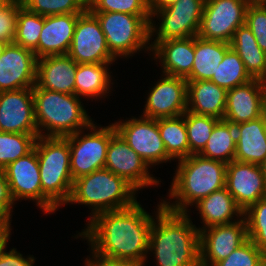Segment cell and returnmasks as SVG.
Instances as JSON below:
<instances>
[{"mask_svg":"<svg viewBox=\"0 0 266 266\" xmlns=\"http://www.w3.org/2000/svg\"><path fill=\"white\" fill-rule=\"evenodd\" d=\"M245 24L256 38L259 47L266 53V5L249 4Z\"/></svg>","mask_w":266,"mask_h":266,"instance_id":"40","label":"cell"},{"mask_svg":"<svg viewBox=\"0 0 266 266\" xmlns=\"http://www.w3.org/2000/svg\"><path fill=\"white\" fill-rule=\"evenodd\" d=\"M96 124L94 121L88 128L66 136L70 147V170L73 181L105 166L110 138L116 130L113 122L108 126Z\"/></svg>","mask_w":266,"mask_h":266,"instance_id":"8","label":"cell"},{"mask_svg":"<svg viewBox=\"0 0 266 266\" xmlns=\"http://www.w3.org/2000/svg\"><path fill=\"white\" fill-rule=\"evenodd\" d=\"M122 139L152 168L174 161L166 152L158 130V119L131 116L113 123Z\"/></svg>","mask_w":266,"mask_h":266,"instance_id":"10","label":"cell"},{"mask_svg":"<svg viewBox=\"0 0 266 266\" xmlns=\"http://www.w3.org/2000/svg\"><path fill=\"white\" fill-rule=\"evenodd\" d=\"M227 90L211 80L187 81V111L223 120Z\"/></svg>","mask_w":266,"mask_h":266,"instance_id":"25","label":"cell"},{"mask_svg":"<svg viewBox=\"0 0 266 266\" xmlns=\"http://www.w3.org/2000/svg\"><path fill=\"white\" fill-rule=\"evenodd\" d=\"M259 166L261 168V172L263 174L265 186H266V159Z\"/></svg>","mask_w":266,"mask_h":266,"instance_id":"46","label":"cell"},{"mask_svg":"<svg viewBox=\"0 0 266 266\" xmlns=\"http://www.w3.org/2000/svg\"><path fill=\"white\" fill-rule=\"evenodd\" d=\"M114 63H81L77 65L75 77V95L83 99L87 98L99 101L111 96L113 84V74L110 71ZM110 66V67H109ZM113 78V79H112Z\"/></svg>","mask_w":266,"mask_h":266,"instance_id":"26","label":"cell"},{"mask_svg":"<svg viewBox=\"0 0 266 266\" xmlns=\"http://www.w3.org/2000/svg\"><path fill=\"white\" fill-rule=\"evenodd\" d=\"M230 46L239 55L252 78L266 81V53L259 47L246 24L236 29Z\"/></svg>","mask_w":266,"mask_h":266,"instance_id":"29","label":"cell"},{"mask_svg":"<svg viewBox=\"0 0 266 266\" xmlns=\"http://www.w3.org/2000/svg\"><path fill=\"white\" fill-rule=\"evenodd\" d=\"M138 191L106 168L95 170L73 182L66 205L80 204L91 210L87 222L97 214L128 208L137 202Z\"/></svg>","mask_w":266,"mask_h":266,"instance_id":"5","label":"cell"},{"mask_svg":"<svg viewBox=\"0 0 266 266\" xmlns=\"http://www.w3.org/2000/svg\"><path fill=\"white\" fill-rule=\"evenodd\" d=\"M248 239L266 255V197L251 205L245 212Z\"/></svg>","mask_w":266,"mask_h":266,"instance_id":"37","label":"cell"},{"mask_svg":"<svg viewBox=\"0 0 266 266\" xmlns=\"http://www.w3.org/2000/svg\"><path fill=\"white\" fill-rule=\"evenodd\" d=\"M21 0H12L0 11V42L13 43L17 27V14L22 7Z\"/></svg>","mask_w":266,"mask_h":266,"instance_id":"41","label":"cell"},{"mask_svg":"<svg viewBox=\"0 0 266 266\" xmlns=\"http://www.w3.org/2000/svg\"><path fill=\"white\" fill-rule=\"evenodd\" d=\"M38 134L8 133L0 131V169L30 153Z\"/></svg>","mask_w":266,"mask_h":266,"instance_id":"33","label":"cell"},{"mask_svg":"<svg viewBox=\"0 0 266 266\" xmlns=\"http://www.w3.org/2000/svg\"><path fill=\"white\" fill-rule=\"evenodd\" d=\"M204 4L205 0H177L165 9L149 10L150 41L160 42L197 36ZM155 19L159 21L158 24Z\"/></svg>","mask_w":266,"mask_h":266,"instance_id":"9","label":"cell"},{"mask_svg":"<svg viewBox=\"0 0 266 266\" xmlns=\"http://www.w3.org/2000/svg\"><path fill=\"white\" fill-rule=\"evenodd\" d=\"M140 204L97 214L74 238H82L101 256L128 259L146 265L154 214Z\"/></svg>","mask_w":266,"mask_h":266,"instance_id":"1","label":"cell"},{"mask_svg":"<svg viewBox=\"0 0 266 266\" xmlns=\"http://www.w3.org/2000/svg\"><path fill=\"white\" fill-rule=\"evenodd\" d=\"M77 63L68 55H51L37 61L36 85L65 94H75Z\"/></svg>","mask_w":266,"mask_h":266,"instance_id":"23","label":"cell"},{"mask_svg":"<svg viewBox=\"0 0 266 266\" xmlns=\"http://www.w3.org/2000/svg\"><path fill=\"white\" fill-rule=\"evenodd\" d=\"M248 0H205L198 37L231 42L236 29L245 24Z\"/></svg>","mask_w":266,"mask_h":266,"instance_id":"12","label":"cell"},{"mask_svg":"<svg viewBox=\"0 0 266 266\" xmlns=\"http://www.w3.org/2000/svg\"><path fill=\"white\" fill-rule=\"evenodd\" d=\"M234 128L237 141L234 160L260 165L266 159V113Z\"/></svg>","mask_w":266,"mask_h":266,"instance_id":"27","label":"cell"},{"mask_svg":"<svg viewBox=\"0 0 266 266\" xmlns=\"http://www.w3.org/2000/svg\"><path fill=\"white\" fill-rule=\"evenodd\" d=\"M218 118L185 112V125L188 135L189 156L199 154L207 144Z\"/></svg>","mask_w":266,"mask_h":266,"instance_id":"35","label":"cell"},{"mask_svg":"<svg viewBox=\"0 0 266 266\" xmlns=\"http://www.w3.org/2000/svg\"><path fill=\"white\" fill-rule=\"evenodd\" d=\"M158 130L167 154L175 162L189 157L185 113L177 117L158 118Z\"/></svg>","mask_w":266,"mask_h":266,"instance_id":"30","label":"cell"},{"mask_svg":"<svg viewBox=\"0 0 266 266\" xmlns=\"http://www.w3.org/2000/svg\"><path fill=\"white\" fill-rule=\"evenodd\" d=\"M104 168L125 179L138 192L161 185V179L151 174V168L116 132L107 149Z\"/></svg>","mask_w":266,"mask_h":266,"instance_id":"13","label":"cell"},{"mask_svg":"<svg viewBox=\"0 0 266 266\" xmlns=\"http://www.w3.org/2000/svg\"><path fill=\"white\" fill-rule=\"evenodd\" d=\"M236 134L232 123L219 120L207 141L204 149L199 153L200 156L230 163L234 160L236 152Z\"/></svg>","mask_w":266,"mask_h":266,"instance_id":"31","label":"cell"},{"mask_svg":"<svg viewBox=\"0 0 266 266\" xmlns=\"http://www.w3.org/2000/svg\"><path fill=\"white\" fill-rule=\"evenodd\" d=\"M176 170L162 205L174 212H190L194 204L226 186L227 164L199 154L176 161ZM174 201H173V200Z\"/></svg>","mask_w":266,"mask_h":266,"instance_id":"3","label":"cell"},{"mask_svg":"<svg viewBox=\"0 0 266 266\" xmlns=\"http://www.w3.org/2000/svg\"><path fill=\"white\" fill-rule=\"evenodd\" d=\"M4 230L0 227V234L3 232Z\"/></svg>","mask_w":266,"mask_h":266,"instance_id":"50","label":"cell"},{"mask_svg":"<svg viewBox=\"0 0 266 266\" xmlns=\"http://www.w3.org/2000/svg\"><path fill=\"white\" fill-rule=\"evenodd\" d=\"M8 43H3V42H0V56L3 54L4 52V49L6 48V45Z\"/></svg>","mask_w":266,"mask_h":266,"instance_id":"49","label":"cell"},{"mask_svg":"<svg viewBox=\"0 0 266 266\" xmlns=\"http://www.w3.org/2000/svg\"><path fill=\"white\" fill-rule=\"evenodd\" d=\"M193 206L202 220V226L197 227L199 231L215 225L234 223L244 217V212L226 187L202 198Z\"/></svg>","mask_w":266,"mask_h":266,"instance_id":"24","label":"cell"},{"mask_svg":"<svg viewBox=\"0 0 266 266\" xmlns=\"http://www.w3.org/2000/svg\"><path fill=\"white\" fill-rule=\"evenodd\" d=\"M32 90L39 136L66 137L88 128L94 122L81 101L83 98L41 89L36 84Z\"/></svg>","mask_w":266,"mask_h":266,"instance_id":"4","label":"cell"},{"mask_svg":"<svg viewBox=\"0 0 266 266\" xmlns=\"http://www.w3.org/2000/svg\"><path fill=\"white\" fill-rule=\"evenodd\" d=\"M43 26L44 16L33 13L22 6L17 14L14 43L34 51L38 47Z\"/></svg>","mask_w":266,"mask_h":266,"instance_id":"34","label":"cell"},{"mask_svg":"<svg viewBox=\"0 0 266 266\" xmlns=\"http://www.w3.org/2000/svg\"><path fill=\"white\" fill-rule=\"evenodd\" d=\"M29 11L41 16L81 14L87 9L86 0H21Z\"/></svg>","mask_w":266,"mask_h":266,"instance_id":"36","label":"cell"},{"mask_svg":"<svg viewBox=\"0 0 266 266\" xmlns=\"http://www.w3.org/2000/svg\"><path fill=\"white\" fill-rule=\"evenodd\" d=\"M252 79L239 55L230 47L210 80L216 85L229 90Z\"/></svg>","mask_w":266,"mask_h":266,"instance_id":"32","label":"cell"},{"mask_svg":"<svg viewBox=\"0 0 266 266\" xmlns=\"http://www.w3.org/2000/svg\"><path fill=\"white\" fill-rule=\"evenodd\" d=\"M4 172L10 193L16 201L32 200L43 214H55L58 207L42 192L39 161L34 148L30 153L9 163Z\"/></svg>","mask_w":266,"mask_h":266,"instance_id":"11","label":"cell"},{"mask_svg":"<svg viewBox=\"0 0 266 266\" xmlns=\"http://www.w3.org/2000/svg\"><path fill=\"white\" fill-rule=\"evenodd\" d=\"M42 192L60 209L69 201L73 187L70 147L66 137L39 136L35 147Z\"/></svg>","mask_w":266,"mask_h":266,"instance_id":"6","label":"cell"},{"mask_svg":"<svg viewBox=\"0 0 266 266\" xmlns=\"http://www.w3.org/2000/svg\"><path fill=\"white\" fill-rule=\"evenodd\" d=\"M11 235V231H3L0 234V266H34L36 258L33 255L23 256L14 247L7 250Z\"/></svg>","mask_w":266,"mask_h":266,"instance_id":"42","label":"cell"},{"mask_svg":"<svg viewBox=\"0 0 266 266\" xmlns=\"http://www.w3.org/2000/svg\"><path fill=\"white\" fill-rule=\"evenodd\" d=\"M248 240L245 217L226 225L200 231V266H213Z\"/></svg>","mask_w":266,"mask_h":266,"instance_id":"16","label":"cell"},{"mask_svg":"<svg viewBox=\"0 0 266 266\" xmlns=\"http://www.w3.org/2000/svg\"><path fill=\"white\" fill-rule=\"evenodd\" d=\"M91 12H120L138 16H151L148 0H89Z\"/></svg>","mask_w":266,"mask_h":266,"instance_id":"38","label":"cell"},{"mask_svg":"<svg viewBox=\"0 0 266 266\" xmlns=\"http://www.w3.org/2000/svg\"><path fill=\"white\" fill-rule=\"evenodd\" d=\"M80 14L44 16L38 47L33 51L39 59L51 55H66L70 49Z\"/></svg>","mask_w":266,"mask_h":266,"instance_id":"22","label":"cell"},{"mask_svg":"<svg viewBox=\"0 0 266 266\" xmlns=\"http://www.w3.org/2000/svg\"><path fill=\"white\" fill-rule=\"evenodd\" d=\"M100 23L110 53L128 59L144 51L150 55L151 16L120 12H92Z\"/></svg>","mask_w":266,"mask_h":266,"instance_id":"7","label":"cell"},{"mask_svg":"<svg viewBox=\"0 0 266 266\" xmlns=\"http://www.w3.org/2000/svg\"><path fill=\"white\" fill-rule=\"evenodd\" d=\"M160 78L149 87L141 116L158 119L183 115L187 111V80L165 74Z\"/></svg>","mask_w":266,"mask_h":266,"instance_id":"15","label":"cell"},{"mask_svg":"<svg viewBox=\"0 0 266 266\" xmlns=\"http://www.w3.org/2000/svg\"><path fill=\"white\" fill-rule=\"evenodd\" d=\"M266 263V255L248 239L227 258L213 266H262Z\"/></svg>","mask_w":266,"mask_h":266,"instance_id":"39","label":"cell"},{"mask_svg":"<svg viewBox=\"0 0 266 266\" xmlns=\"http://www.w3.org/2000/svg\"><path fill=\"white\" fill-rule=\"evenodd\" d=\"M38 58L30 49L16 43L6 45L0 56V92L33 88Z\"/></svg>","mask_w":266,"mask_h":266,"instance_id":"17","label":"cell"},{"mask_svg":"<svg viewBox=\"0 0 266 266\" xmlns=\"http://www.w3.org/2000/svg\"><path fill=\"white\" fill-rule=\"evenodd\" d=\"M158 203L147 260L151 254L156 266H200V231L192 222L191 212H174L160 200Z\"/></svg>","mask_w":266,"mask_h":266,"instance_id":"2","label":"cell"},{"mask_svg":"<svg viewBox=\"0 0 266 266\" xmlns=\"http://www.w3.org/2000/svg\"><path fill=\"white\" fill-rule=\"evenodd\" d=\"M0 131L38 134L32 88L0 92Z\"/></svg>","mask_w":266,"mask_h":266,"instance_id":"19","label":"cell"},{"mask_svg":"<svg viewBox=\"0 0 266 266\" xmlns=\"http://www.w3.org/2000/svg\"><path fill=\"white\" fill-rule=\"evenodd\" d=\"M177 0H148L149 10L165 9L173 5Z\"/></svg>","mask_w":266,"mask_h":266,"instance_id":"45","label":"cell"},{"mask_svg":"<svg viewBox=\"0 0 266 266\" xmlns=\"http://www.w3.org/2000/svg\"><path fill=\"white\" fill-rule=\"evenodd\" d=\"M15 204L4 169H0V227L4 231H12V212Z\"/></svg>","mask_w":266,"mask_h":266,"instance_id":"43","label":"cell"},{"mask_svg":"<svg viewBox=\"0 0 266 266\" xmlns=\"http://www.w3.org/2000/svg\"><path fill=\"white\" fill-rule=\"evenodd\" d=\"M250 4L266 5V0H248Z\"/></svg>","mask_w":266,"mask_h":266,"instance_id":"47","label":"cell"},{"mask_svg":"<svg viewBox=\"0 0 266 266\" xmlns=\"http://www.w3.org/2000/svg\"><path fill=\"white\" fill-rule=\"evenodd\" d=\"M152 60L159 62L161 73L186 78L194 62V37L151 42Z\"/></svg>","mask_w":266,"mask_h":266,"instance_id":"21","label":"cell"},{"mask_svg":"<svg viewBox=\"0 0 266 266\" xmlns=\"http://www.w3.org/2000/svg\"><path fill=\"white\" fill-rule=\"evenodd\" d=\"M12 0H0V11L5 8Z\"/></svg>","mask_w":266,"mask_h":266,"instance_id":"48","label":"cell"},{"mask_svg":"<svg viewBox=\"0 0 266 266\" xmlns=\"http://www.w3.org/2000/svg\"><path fill=\"white\" fill-rule=\"evenodd\" d=\"M89 255L84 260V266H142L141 264L128 259H115L101 256L90 250Z\"/></svg>","mask_w":266,"mask_h":266,"instance_id":"44","label":"cell"},{"mask_svg":"<svg viewBox=\"0 0 266 266\" xmlns=\"http://www.w3.org/2000/svg\"><path fill=\"white\" fill-rule=\"evenodd\" d=\"M230 44L222 41L205 40L194 36V62L187 81L210 80L223 60Z\"/></svg>","mask_w":266,"mask_h":266,"instance_id":"28","label":"cell"},{"mask_svg":"<svg viewBox=\"0 0 266 266\" xmlns=\"http://www.w3.org/2000/svg\"><path fill=\"white\" fill-rule=\"evenodd\" d=\"M266 113V81L253 78L227 90L223 120L233 125L260 118Z\"/></svg>","mask_w":266,"mask_h":266,"instance_id":"18","label":"cell"},{"mask_svg":"<svg viewBox=\"0 0 266 266\" xmlns=\"http://www.w3.org/2000/svg\"><path fill=\"white\" fill-rule=\"evenodd\" d=\"M225 187L243 212L266 197L264 177L257 164L236 160L227 163Z\"/></svg>","mask_w":266,"mask_h":266,"instance_id":"20","label":"cell"},{"mask_svg":"<svg viewBox=\"0 0 266 266\" xmlns=\"http://www.w3.org/2000/svg\"><path fill=\"white\" fill-rule=\"evenodd\" d=\"M68 55L77 63H114L96 16L87 8L77 19Z\"/></svg>","mask_w":266,"mask_h":266,"instance_id":"14","label":"cell"}]
</instances>
